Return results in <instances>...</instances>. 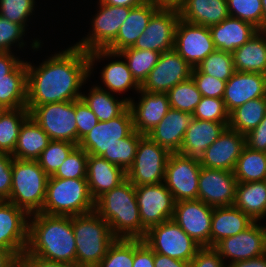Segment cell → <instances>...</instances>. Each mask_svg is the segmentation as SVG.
Here are the masks:
<instances>
[{
    "label": "cell",
    "mask_w": 266,
    "mask_h": 267,
    "mask_svg": "<svg viewBox=\"0 0 266 267\" xmlns=\"http://www.w3.org/2000/svg\"><path fill=\"white\" fill-rule=\"evenodd\" d=\"M133 128V116L128 107L120 116L106 122H98L97 125L80 141L78 146L84 149L88 155L101 157L119 139L126 138Z\"/></svg>",
    "instance_id": "cell-14"
},
{
    "label": "cell",
    "mask_w": 266,
    "mask_h": 267,
    "mask_svg": "<svg viewBox=\"0 0 266 267\" xmlns=\"http://www.w3.org/2000/svg\"><path fill=\"white\" fill-rule=\"evenodd\" d=\"M102 80L113 92H123L133 87L140 90V85L133 78L127 62L114 61L106 65L102 71Z\"/></svg>",
    "instance_id": "cell-42"
},
{
    "label": "cell",
    "mask_w": 266,
    "mask_h": 267,
    "mask_svg": "<svg viewBox=\"0 0 266 267\" xmlns=\"http://www.w3.org/2000/svg\"><path fill=\"white\" fill-rule=\"evenodd\" d=\"M13 156L0 152V201H8L12 185Z\"/></svg>",
    "instance_id": "cell-53"
},
{
    "label": "cell",
    "mask_w": 266,
    "mask_h": 267,
    "mask_svg": "<svg viewBox=\"0 0 266 267\" xmlns=\"http://www.w3.org/2000/svg\"><path fill=\"white\" fill-rule=\"evenodd\" d=\"M87 179H62L49 176L42 213L77 216L94 211Z\"/></svg>",
    "instance_id": "cell-5"
},
{
    "label": "cell",
    "mask_w": 266,
    "mask_h": 267,
    "mask_svg": "<svg viewBox=\"0 0 266 267\" xmlns=\"http://www.w3.org/2000/svg\"><path fill=\"white\" fill-rule=\"evenodd\" d=\"M99 13L93 20V33L75 46L90 52L106 49L115 39L132 7L113 6L100 2Z\"/></svg>",
    "instance_id": "cell-17"
},
{
    "label": "cell",
    "mask_w": 266,
    "mask_h": 267,
    "mask_svg": "<svg viewBox=\"0 0 266 267\" xmlns=\"http://www.w3.org/2000/svg\"><path fill=\"white\" fill-rule=\"evenodd\" d=\"M229 123L204 121L193 118L188 126L178 153L189 157L193 162L202 164L205 150L219 138Z\"/></svg>",
    "instance_id": "cell-21"
},
{
    "label": "cell",
    "mask_w": 266,
    "mask_h": 267,
    "mask_svg": "<svg viewBox=\"0 0 266 267\" xmlns=\"http://www.w3.org/2000/svg\"><path fill=\"white\" fill-rule=\"evenodd\" d=\"M19 267H76L73 264L50 261L24 251L18 257Z\"/></svg>",
    "instance_id": "cell-57"
},
{
    "label": "cell",
    "mask_w": 266,
    "mask_h": 267,
    "mask_svg": "<svg viewBox=\"0 0 266 267\" xmlns=\"http://www.w3.org/2000/svg\"><path fill=\"white\" fill-rule=\"evenodd\" d=\"M156 7L164 9H179L185 0H149Z\"/></svg>",
    "instance_id": "cell-63"
},
{
    "label": "cell",
    "mask_w": 266,
    "mask_h": 267,
    "mask_svg": "<svg viewBox=\"0 0 266 267\" xmlns=\"http://www.w3.org/2000/svg\"><path fill=\"white\" fill-rule=\"evenodd\" d=\"M132 267H154V251L143 239H134V260Z\"/></svg>",
    "instance_id": "cell-56"
},
{
    "label": "cell",
    "mask_w": 266,
    "mask_h": 267,
    "mask_svg": "<svg viewBox=\"0 0 266 267\" xmlns=\"http://www.w3.org/2000/svg\"><path fill=\"white\" fill-rule=\"evenodd\" d=\"M5 110H6V109L0 105V116L3 114V112H4Z\"/></svg>",
    "instance_id": "cell-65"
},
{
    "label": "cell",
    "mask_w": 266,
    "mask_h": 267,
    "mask_svg": "<svg viewBox=\"0 0 266 267\" xmlns=\"http://www.w3.org/2000/svg\"><path fill=\"white\" fill-rule=\"evenodd\" d=\"M245 145L252 150L266 152V115L257 127L245 135Z\"/></svg>",
    "instance_id": "cell-55"
},
{
    "label": "cell",
    "mask_w": 266,
    "mask_h": 267,
    "mask_svg": "<svg viewBox=\"0 0 266 267\" xmlns=\"http://www.w3.org/2000/svg\"><path fill=\"white\" fill-rule=\"evenodd\" d=\"M169 155L166 148L155 143L148 135H143L139 140L134 162L126 172V178L135 187L161 184Z\"/></svg>",
    "instance_id": "cell-8"
},
{
    "label": "cell",
    "mask_w": 266,
    "mask_h": 267,
    "mask_svg": "<svg viewBox=\"0 0 266 267\" xmlns=\"http://www.w3.org/2000/svg\"><path fill=\"white\" fill-rule=\"evenodd\" d=\"M161 53L152 50H142L136 48H126L119 53L108 51L107 49H97L88 52L89 71H91L95 59L110 56H123L127 60L129 70L136 82L141 86L147 79L150 71L157 64Z\"/></svg>",
    "instance_id": "cell-30"
},
{
    "label": "cell",
    "mask_w": 266,
    "mask_h": 267,
    "mask_svg": "<svg viewBox=\"0 0 266 267\" xmlns=\"http://www.w3.org/2000/svg\"><path fill=\"white\" fill-rule=\"evenodd\" d=\"M29 214L8 201H0V248L12 252L17 258L28 244Z\"/></svg>",
    "instance_id": "cell-20"
},
{
    "label": "cell",
    "mask_w": 266,
    "mask_h": 267,
    "mask_svg": "<svg viewBox=\"0 0 266 267\" xmlns=\"http://www.w3.org/2000/svg\"><path fill=\"white\" fill-rule=\"evenodd\" d=\"M255 221L239 208L232 206L214 207L211 220L210 247L224 238L246 230Z\"/></svg>",
    "instance_id": "cell-29"
},
{
    "label": "cell",
    "mask_w": 266,
    "mask_h": 267,
    "mask_svg": "<svg viewBox=\"0 0 266 267\" xmlns=\"http://www.w3.org/2000/svg\"><path fill=\"white\" fill-rule=\"evenodd\" d=\"M266 97V75L236 71L226 82L223 101L229 113L249 100Z\"/></svg>",
    "instance_id": "cell-22"
},
{
    "label": "cell",
    "mask_w": 266,
    "mask_h": 267,
    "mask_svg": "<svg viewBox=\"0 0 266 267\" xmlns=\"http://www.w3.org/2000/svg\"><path fill=\"white\" fill-rule=\"evenodd\" d=\"M27 101L30 111L35 106L81 99L78 92L91 74L88 53L75 45L54 55L41 66L27 63Z\"/></svg>",
    "instance_id": "cell-1"
},
{
    "label": "cell",
    "mask_w": 266,
    "mask_h": 267,
    "mask_svg": "<svg viewBox=\"0 0 266 267\" xmlns=\"http://www.w3.org/2000/svg\"><path fill=\"white\" fill-rule=\"evenodd\" d=\"M133 260L134 239L117 238L96 267H132Z\"/></svg>",
    "instance_id": "cell-45"
},
{
    "label": "cell",
    "mask_w": 266,
    "mask_h": 267,
    "mask_svg": "<svg viewBox=\"0 0 266 267\" xmlns=\"http://www.w3.org/2000/svg\"><path fill=\"white\" fill-rule=\"evenodd\" d=\"M262 34V35H261ZM266 31L259 30L245 44L232 52L236 71L266 75Z\"/></svg>",
    "instance_id": "cell-32"
},
{
    "label": "cell",
    "mask_w": 266,
    "mask_h": 267,
    "mask_svg": "<svg viewBox=\"0 0 266 267\" xmlns=\"http://www.w3.org/2000/svg\"><path fill=\"white\" fill-rule=\"evenodd\" d=\"M76 146L68 141L51 140L36 161L48 176H53Z\"/></svg>",
    "instance_id": "cell-43"
},
{
    "label": "cell",
    "mask_w": 266,
    "mask_h": 267,
    "mask_svg": "<svg viewBox=\"0 0 266 267\" xmlns=\"http://www.w3.org/2000/svg\"><path fill=\"white\" fill-rule=\"evenodd\" d=\"M192 119L191 113L170 108L160 123L147 135L170 153H177Z\"/></svg>",
    "instance_id": "cell-25"
},
{
    "label": "cell",
    "mask_w": 266,
    "mask_h": 267,
    "mask_svg": "<svg viewBox=\"0 0 266 267\" xmlns=\"http://www.w3.org/2000/svg\"><path fill=\"white\" fill-rule=\"evenodd\" d=\"M75 114L77 124V146L79 141L87 135L99 122L97 116L83 102L82 99L75 100Z\"/></svg>",
    "instance_id": "cell-51"
},
{
    "label": "cell",
    "mask_w": 266,
    "mask_h": 267,
    "mask_svg": "<svg viewBox=\"0 0 266 267\" xmlns=\"http://www.w3.org/2000/svg\"><path fill=\"white\" fill-rule=\"evenodd\" d=\"M29 114L51 140L77 145L75 100L35 106Z\"/></svg>",
    "instance_id": "cell-9"
},
{
    "label": "cell",
    "mask_w": 266,
    "mask_h": 267,
    "mask_svg": "<svg viewBox=\"0 0 266 267\" xmlns=\"http://www.w3.org/2000/svg\"><path fill=\"white\" fill-rule=\"evenodd\" d=\"M180 20L177 9L159 8L150 18L146 29L132 48L159 53L174 49L175 31Z\"/></svg>",
    "instance_id": "cell-13"
},
{
    "label": "cell",
    "mask_w": 266,
    "mask_h": 267,
    "mask_svg": "<svg viewBox=\"0 0 266 267\" xmlns=\"http://www.w3.org/2000/svg\"><path fill=\"white\" fill-rule=\"evenodd\" d=\"M263 15H262V30L266 31V0H261Z\"/></svg>",
    "instance_id": "cell-64"
},
{
    "label": "cell",
    "mask_w": 266,
    "mask_h": 267,
    "mask_svg": "<svg viewBox=\"0 0 266 267\" xmlns=\"http://www.w3.org/2000/svg\"><path fill=\"white\" fill-rule=\"evenodd\" d=\"M215 49L232 53L245 44L259 30L252 24L229 16L209 27Z\"/></svg>",
    "instance_id": "cell-28"
},
{
    "label": "cell",
    "mask_w": 266,
    "mask_h": 267,
    "mask_svg": "<svg viewBox=\"0 0 266 267\" xmlns=\"http://www.w3.org/2000/svg\"><path fill=\"white\" fill-rule=\"evenodd\" d=\"M229 15L248 22L262 31V3L261 0H226Z\"/></svg>",
    "instance_id": "cell-46"
},
{
    "label": "cell",
    "mask_w": 266,
    "mask_h": 267,
    "mask_svg": "<svg viewBox=\"0 0 266 267\" xmlns=\"http://www.w3.org/2000/svg\"><path fill=\"white\" fill-rule=\"evenodd\" d=\"M233 172L237 183L264 181L266 152L252 150L245 145Z\"/></svg>",
    "instance_id": "cell-38"
},
{
    "label": "cell",
    "mask_w": 266,
    "mask_h": 267,
    "mask_svg": "<svg viewBox=\"0 0 266 267\" xmlns=\"http://www.w3.org/2000/svg\"><path fill=\"white\" fill-rule=\"evenodd\" d=\"M228 267H266V253L256 258L230 263Z\"/></svg>",
    "instance_id": "cell-60"
},
{
    "label": "cell",
    "mask_w": 266,
    "mask_h": 267,
    "mask_svg": "<svg viewBox=\"0 0 266 267\" xmlns=\"http://www.w3.org/2000/svg\"><path fill=\"white\" fill-rule=\"evenodd\" d=\"M192 67L174 49L163 52L140 89L148 93H167L191 77Z\"/></svg>",
    "instance_id": "cell-12"
},
{
    "label": "cell",
    "mask_w": 266,
    "mask_h": 267,
    "mask_svg": "<svg viewBox=\"0 0 266 267\" xmlns=\"http://www.w3.org/2000/svg\"><path fill=\"white\" fill-rule=\"evenodd\" d=\"M167 95L170 108L191 114L202 98L192 77L175 85L167 92Z\"/></svg>",
    "instance_id": "cell-41"
},
{
    "label": "cell",
    "mask_w": 266,
    "mask_h": 267,
    "mask_svg": "<svg viewBox=\"0 0 266 267\" xmlns=\"http://www.w3.org/2000/svg\"><path fill=\"white\" fill-rule=\"evenodd\" d=\"M154 267H189V262L154 252Z\"/></svg>",
    "instance_id": "cell-59"
},
{
    "label": "cell",
    "mask_w": 266,
    "mask_h": 267,
    "mask_svg": "<svg viewBox=\"0 0 266 267\" xmlns=\"http://www.w3.org/2000/svg\"><path fill=\"white\" fill-rule=\"evenodd\" d=\"M18 258L10 251L0 248V267H16Z\"/></svg>",
    "instance_id": "cell-61"
},
{
    "label": "cell",
    "mask_w": 266,
    "mask_h": 267,
    "mask_svg": "<svg viewBox=\"0 0 266 267\" xmlns=\"http://www.w3.org/2000/svg\"><path fill=\"white\" fill-rule=\"evenodd\" d=\"M213 208L198 199L178 201L172 219L201 247H210Z\"/></svg>",
    "instance_id": "cell-15"
},
{
    "label": "cell",
    "mask_w": 266,
    "mask_h": 267,
    "mask_svg": "<svg viewBox=\"0 0 266 267\" xmlns=\"http://www.w3.org/2000/svg\"><path fill=\"white\" fill-rule=\"evenodd\" d=\"M51 139L44 130L29 116L22 124L13 158L36 161Z\"/></svg>",
    "instance_id": "cell-33"
},
{
    "label": "cell",
    "mask_w": 266,
    "mask_h": 267,
    "mask_svg": "<svg viewBox=\"0 0 266 267\" xmlns=\"http://www.w3.org/2000/svg\"><path fill=\"white\" fill-rule=\"evenodd\" d=\"M191 77L204 97L223 98L226 82L214 76L202 73L197 67L192 68Z\"/></svg>",
    "instance_id": "cell-50"
},
{
    "label": "cell",
    "mask_w": 266,
    "mask_h": 267,
    "mask_svg": "<svg viewBox=\"0 0 266 267\" xmlns=\"http://www.w3.org/2000/svg\"><path fill=\"white\" fill-rule=\"evenodd\" d=\"M151 1L130 9L116 39L106 48L108 51L119 53L126 48L133 47L138 37L146 29L152 15L158 10Z\"/></svg>",
    "instance_id": "cell-27"
},
{
    "label": "cell",
    "mask_w": 266,
    "mask_h": 267,
    "mask_svg": "<svg viewBox=\"0 0 266 267\" xmlns=\"http://www.w3.org/2000/svg\"><path fill=\"white\" fill-rule=\"evenodd\" d=\"M142 136V134L133 130L126 138L119 139V142L105 151L101 157L127 172L134 162L139 140Z\"/></svg>",
    "instance_id": "cell-40"
},
{
    "label": "cell",
    "mask_w": 266,
    "mask_h": 267,
    "mask_svg": "<svg viewBox=\"0 0 266 267\" xmlns=\"http://www.w3.org/2000/svg\"><path fill=\"white\" fill-rule=\"evenodd\" d=\"M76 242V267H96L117 239L109 224L95 211L72 216Z\"/></svg>",
    "instance_id": "cell-4"
},
{
    "label": "cell",
    "mask_w": 266,
    "mask_h": 267,
    "mask_svg": "<svg viewBox=\"0 0 266 267\" xmlns=\"http://www.w3.org/2000/svg\"><path fill=\"white\" fill-rule=\"evenodd\" d=\"M178 11L181 20L207 27L230 16L226 0H185Z\"/></svg>",
    "instance_id": "cell-31"
},
{
    "label": "cell",
    "mask_w": 266,
    "mask_h": 267,
    "mask_svg": "<svg viewBox=\"0 0 266 267\" xmlns=\"http://www.w3.org/2000/svg\"><path fill=\"white\" fill-rule=\"evenodd\" d=\"M89 94L88 96L82 94L81 99L100 122H106L120 116L129 107V101L131 100L122 99L117 101L110 92L98 86L93 87Z\"/></svg>",
    "instance_id": "cell-36"
},
{
    "label": "cell",
    "mask_w": 266,
    "mask_h": 267,
    "mask_svg": "<svg viewBox=\"0 0 266 267\" xmlns=\"http://www.w3.org/2000/svg\"><path fill=\"white\" fill-rule=\"evenodd\" d=\"M254 221L266 215V182L237 183L233 204Z\"/></svg>",
    "instance_id": "cell-35"
},
{
    "label": "cell",
    "mask_w": 266,
    "mask_h": 267,
    "mask_svg": "<svg viewBox=\"0 0 266 267\" xmlns=\"http://www.w3.org/2000/svg\"><path fill=\"white\" fill-rule=\"evenodd\" d=\"M21 60H18L10 52H0V79L7 78L9 74Z\"/></svg>",
    "instance_id": "cell-58"
},
{
    "label": "cell",
    "mask_w": 266,
    "mask_h": 267,
    "mask_svg": "<svg viewBox=\"0 0 266 267\" xmlns=\"http://www.w3.org/2000/svg\"><path fill=\"white\" fill-rule=\"evenodd\" d=\"M34 0H0V16L25 27L28 16L34 10Z\"/></svg>",
    "instance_id": "cell-49"
},
{
    "label": "cell",
    "mask_w": 266,
    "mask_h": 267,
    "mask_svg": "<svg viewBox=\"0 0 266 267\" xmlns=\"http://www.w3.org/2000/svg\"><path fill=\"white\" fill-rule=\"evenodd\" d=\"M143 241L155 253L189 263L201 248L173 219L149 228Z\"/></svg>",
    "instance_id": "cell-7"
},
{
    "label": "cell",
    "mask_w": 266,
    "mask_h": 267,
    "mask_svg": "<svg viewBox=\"0 0 266 267\" xmlns=\"http://www.w3.org/2000/svg\"><path fill=\"white\" fill-rule=\"evenodd\" d=\"M94 211L109 224L116 238L143 239L146 235L147 229L139 216L135 186L127 178L98 197Z\"/></svg>",
    "instance_id": "cell-3"
},
{
    "label": "cell",
    "mask_w": 266,
    "mask_h": 267,
    "mask_svg": "<svg viewBox=\"0 0 266 267\" xmlns=\"http://www.w3.org/2000/svg\"><path fill=\"white\" fill-rule=\"evenodd\" d=\"M135 190L139 216L147 230L172 219L175 200L164 183L136 186Z\"/></svg>",
    "instance_id": "cell-11"
},
{
    "label": "cell",
    "mask_w": 266,
    "mask_h": 267,
    "mask_svg": "<svg viewBox=\"0 0 266 267\" xmlns=\"http://www.w3.org/2000/svg\"><path fill=\"white\" fill-rule=\"evenodd\" d=\"M255 221L243 232L219 241L213 248L220 257H230L231 263L262 256L266 253V227Z\"/></svg>",
    "instance_id": "cell-19"
},
{
    "label": "cell",
    "mask_w": 266,
    "mask_h": 267,
    "mask_svg": "<svg viewBox=\"0 0 266 267\" xmlns=\"http://www.w3.org/2000/svg\"><path fill=\"white\" fill-rule=\"evenodd\" d=\"M174 50L183 57L192 68H196L216 49L209 27L194 25L180 19L175 31Z\"/></svg>",
    "instance_id": "cell-16"
},
{
    "label": "cell",
    "mask_w": 266,
    "mask_h": 267,
    "mask_svg": "<svg viewBox=\"0 0 266 267\" xmlns=\"http://www.w3.org/2000/svg\"><path fill=\"white\" fill-rule=\"evenodd\" d=\"M29 222L26 252L40 258L76 266V242L72 216L33 214Z\"/></svg>",
    "instance_id": "cell-2"
},
{
    "label": "cell",
    "mask_w": 266,
    "mask_h": 267,
    "mask_svg": "<svg viewBox=\"0 0 266 267\" xmlns=\"http://www.w3.org/2000/svg\"><path fill=\"white\" fill-rule=\"evenodd\" d=\"M236 185L233 171L201 167L197 199L212 207L232 206Z\"/></svg>",
    "instance_id": "cell-18"
},
{
    "label": "cell",
    "mask_w": 266,
    "mask_h": 267,
    "mask_svg": "<svg viewBox=\"0 0 266 267\" xmlns=\"http://www.w3.org/2000/svg\"><path fill=\"white\" fill-rule=\"evenodd\" d=\"M193 118L214 121L219 123H229L230 113L227 111L222 98H212L202 96L200 103L192 113Z\"/></svg>",
    "instance_id": "cell-48"
},
{
    "label": "cell",
    "mask_w": 266,
    "mask_h": 267,
    "mask_svg": "<svg viewBox=\"0 0 266 267\" xmlns=\"http://www.w3.org/2000/svg\"><path fill=\"white\" fill-rule=\"evenodd\" d=\"M142 98L136 106L129 101V108L133 116V128L142 135L150 133L165 117L170 109L167 93H148L139 90Z\"/></svg>",
    "instance_id": "cell-24"
},
{
    "label": "cell",
    "mask_w": 266,
    "mask_h": 267,
    "mask_svg": "<svg viewBox=\"0 0 266 267\" xmlns=\"http://www.w3.org/2000/svg\"><path fill=\"white\" fill-rule=\"evenodd\" d=\"M197 68L204 74L214 76L217 79L228 81L236 72L233 64L232 53L216 49L210 53Z\"/></svg>",
    "instance_id": "cell-44"
},
{
    "label": "cell",
    "mask_w": 266,
    "mask_h": 267,
    "mask_svg": "<svg viewBox=\"0 0 266 267\" xmlns=\"http://www.w3.org/2000/svg\"><path fill=\"white\" fill-rule=\"evenodd\" d=\"M266 115V97L247 101L230 113L228 127L246 135L258 126Z\"/></svg>",
    "instance_id": "cell-37"
},
{
    "label": "cell",
    "mask_w": 266,
    "mask_h": 267,
    "mask_svg": "<svg viewBox=\"0 0 266 267\" xmlns=\"http://www.w3.org/2000/svg\"><path fill=\"white\" fill-rule=\"evenodd\" d=\"M201 165L180 153H170L164 175V183L175 202L197 200Z\"/></svg>",
    "instance_id": "cell-10"
},
{
    "label": "cell",
    "mask_w": 266,
    "mask_h": 267,
    "mask_svg": "<svg viewBox=\"0 0 266 267\" xmlns=\"http://www.w3.org/2000/svg\"><path fill=\"white\" fill-rule=\"evenodd\" d=\"M86 179L90 194L96 200L122 183L126 179V172L102 157L88 155Z\"/></svg>",
    "instance_id": "cell-26"
},
{
    "label": "cell",
    "mask_w": 266,
    "mask_h": 267,
    "mask_svg": "<svg viewBox=\"0 0 266 267\" xmlns=\"http://www.w3.org/2000/svg\"><path fill=\"white\" fill-rule=\"evenodd\" d=\"M49 176L37 161L13 159L12 185L8 202L30 216L42 211Z\"/></svg>",
    "instance_id": "cell-6"
},
{
    "label": "cell",
    "mask_w": 266,
    "mask_h": 267,
    "mask_svg": "<svg viewBox=\"0 0 266 267\" xmlns=\"http://www.w3.org/2000/svg\"><path fill=\"white\" fill-rule=\"evenodd\" d=\"M25 28L0 16V52H11V44L22 37Z\"/></svg>",
    "instance_id": "cell-52"
},
{
    "label": "cell",
    "mask_w": 266,
    "mask_h": 267,
    "mask_svg": "<svg viewBox=\"0 0 266 267\" xmlns=\"http://www.w3.org/2000/svg\"><path fill=\"white\" fill-rule=\"evenodd\" d=\"M189 267H225L223 259L213 247H201Z\"/></svg>",
    "instance_id": "cell-54"
},
{
    "label": "cell",
    "mask_w": 266,
    "mask_h": 267,
    "mask_svg": "<svg viewBox=\"0 0 266 267\" xmlns=\"http://www.w3.org/2000/svg\"><path fill=\"white\" fill-rule=\"evenodd\" d=\"M148 0H99V2L113 5V6H124V7H136L144 4Z\"/></svg>",
    "instance_id": "cell-62"
},
{
    "label": "cell",
    "mask_w": 266,
    "mask_h": 267,
    "mask_svg": "<svg viewBox=\"0 0 266 267\" xmlns=\"http://www.w3.org/2000/svg\"><path fill=\"white\" fill-rule=\"evenodd\" d=\"M87 160V152L81 147L76 146L53 177L62 179H86Z\"/></svg>",
    "instance_id": "cell-47"
},
{
    "label": "cell",
    "mask_w": 266,
    "mask_h": 267,
    "mask_svg": "<svg viewBox=\"0 0 266 267\" xmlns=\"http://www.w3.org/2000/svg\"><path fill=\"white\" fill-rule=\"evenodd\" d=\"M29 116L27 108L6 109L3 112L0 116V152H14L20 128Z\"/></svg>",
    "instance_id": "cell-39"
},
{
    "label": "cell",
    "mask_w": 266,
    "mask_h": 267,
    "mask_svg": "<svg viewBox=\"0 0 266 267\" xmlns=\"http://www.w3.org/2000/svg\"><path fill=\"white\" fill-rule=\"evenodd\" d=\"M245 146V135L227 127L206 150L202 167L234 171Z\"/></svg>",
    "instance_id": "cell-23"
},
{
    "label": "cell",
    "mask_w": 266,
    "mask_h": 267,
    "mask_svg": "<svg viewBox=\"0 0 266 267\" xmlns=\"http://www.w3.org/2000/svg\"><path fill=\"white\" fill-rule=\"evenodd\" d=\"M27 65L21 61L7 78L0 79V105L5 109L26 108Z\"/></svg>",
    "instance_id": "cell-34"
}]
</instances>
